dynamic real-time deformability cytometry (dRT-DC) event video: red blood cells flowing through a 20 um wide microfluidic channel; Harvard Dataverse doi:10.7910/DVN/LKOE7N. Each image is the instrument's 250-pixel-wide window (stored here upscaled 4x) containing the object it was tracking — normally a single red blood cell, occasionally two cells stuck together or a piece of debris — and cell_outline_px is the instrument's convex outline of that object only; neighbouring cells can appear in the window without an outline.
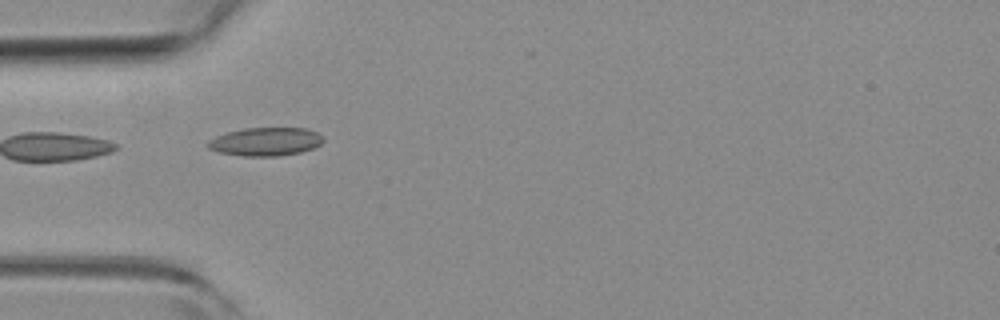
{"species": "common noctule bat (a hibernating species)", "species_latin": "Nyctalus noctula", "temperature_condition": "room temperature", "stored_images_in_passage": 4, "camera_frame_rate_fps": 3000, "um_per_image_px": 0.085, "animal": {"sex": "female", "body_mass_g": 19.3, "forearm_length_mm": 54.1}, "frame": {"image": 1, "passage_image": 2, "time_ms": 0.333, "image_size_px": [1000, 320], "cell_outline_px": [[324, 140], [320, 144], [312, 148], [300, 152], [280, 156], [244, 156], [220, 152], [208, 148], [204, 144], [208, 140], [216, 136], [228, 132], [244, 128], [308, 128], [324, 136]], "centroid_in_image_um": [22.57, 12.03], "position_along_channel_um": 62.4, "area_um2": 19.13}}
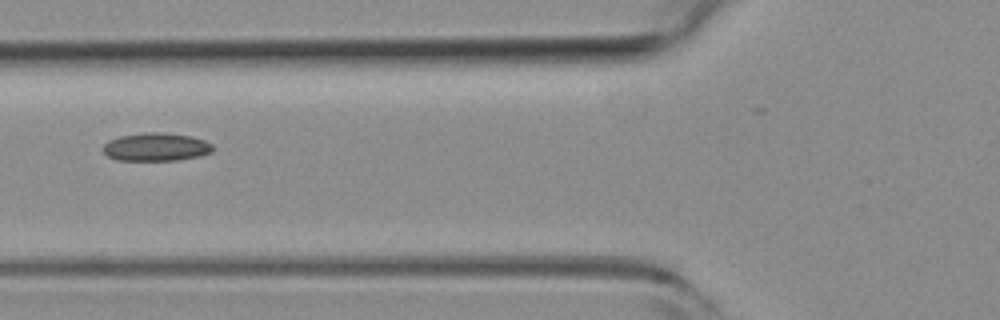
{"frame": {"image": 2, "passage_image": 3, "time_ms": 0.667, "image_size_px": [1000, 320], "cell_outline_px": [[212, 152], [200, 156], [180, 160], [116, 160], [108, 156], [104, 152], [104, 144], [108, 140], [120, 136], [148, 132], [164, 132], [192, 136], [204, 140], [212, 144]], "centroid_in_image_um": [13.28, 12.49], "position_along_channel_um": 112.5, "area_um2": 18.03}}
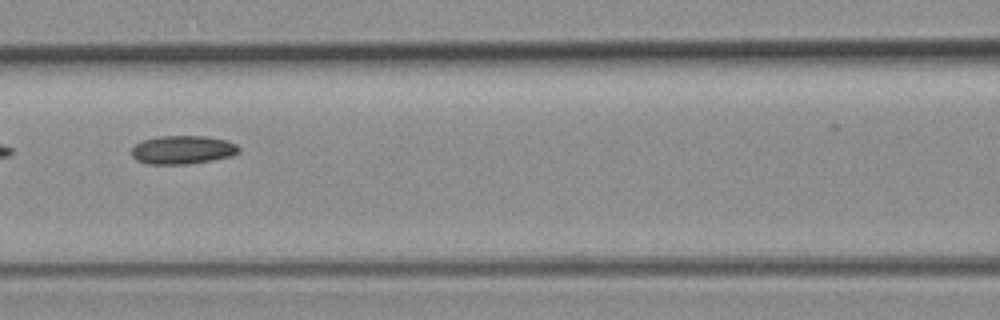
{"frame": {"image": 3, "passage_image": 4, "time_ms": 1.0, "image_size_px": [1000, 320], "cell_outline_px": [[240, 152], [232, 156], [212, 160], [188, 164], [148, 164], [136, 160], [132, 156], [132, 148], [136, 144], [144, 140], [160, 136], [204, 136], [224, 140], [236, 144], [240, 148]], "centroid_in_image_um": [15.53, 12.74], "position_along_channel_um": 151.1, "area_um2": 17.74}}